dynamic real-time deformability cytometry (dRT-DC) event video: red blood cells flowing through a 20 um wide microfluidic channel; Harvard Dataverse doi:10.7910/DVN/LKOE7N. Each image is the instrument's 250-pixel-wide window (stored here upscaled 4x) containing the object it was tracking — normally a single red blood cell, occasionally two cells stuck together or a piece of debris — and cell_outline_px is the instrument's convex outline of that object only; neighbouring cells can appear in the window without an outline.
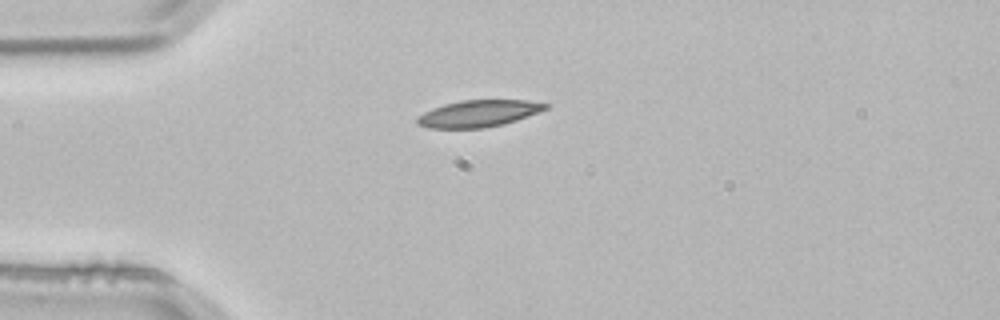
{"species": "common noctule bat (a hibernating species)", "species_latin": "Nyctalus noctula", "temperature_condition": "room temperature", "stored_images_in_passage": 1, "camera_frame_rate_fps": 3000, "um_per_image_px": 0.085, "animal": {"sex": "male", "body_mass_g": 21.5, "forearm_length_mm": 52.0}, "frame": {"image": 1, "passage_image": 1, "time_ms": 0.0, "image_size_px": [1000, 320], "cell_outline_px": [[548, 108], [540, 112], [504, 124], [484, 128], [428, 128], [416, 124], [416, 116], [432, 108], [444, 104], [460, 100], [528, 100], [548, 104]], "centroid_in_image_um": [40.65, 9.65], "position_along_channel_um": 44.4, "area_um2": 20.17}}